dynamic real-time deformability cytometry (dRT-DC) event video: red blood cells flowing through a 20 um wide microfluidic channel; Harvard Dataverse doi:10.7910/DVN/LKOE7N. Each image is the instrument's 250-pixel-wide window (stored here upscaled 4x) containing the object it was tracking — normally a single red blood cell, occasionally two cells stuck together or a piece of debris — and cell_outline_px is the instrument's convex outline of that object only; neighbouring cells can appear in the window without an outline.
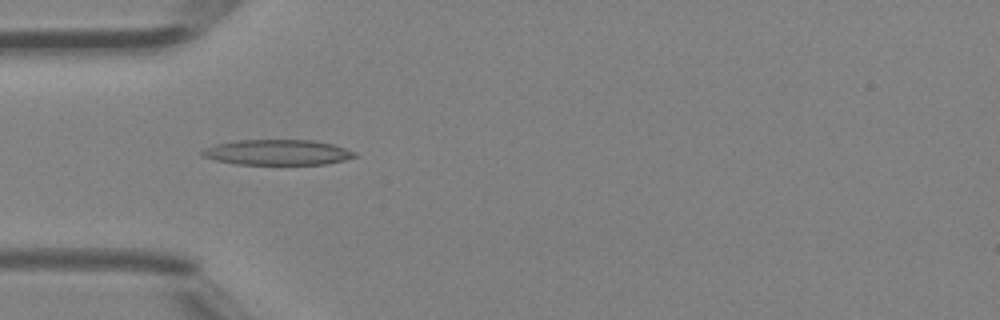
{"species": "Egyptian fruit bat (a non-hibernating species)", "species_latin": "Rousettus aegyptiacus", "temperature_condition": "room temperature", "stored_images_in_passage": 4, "camera_frame_rate_fps": 3000, "um_per_image_px": 0.085, "animal": {"sex": "female"}, "frame": {"image": 1, "passage_image": 3, "time_ms": 0.667, "image_size_px": [1000, 320], "cell_outline_px": [[356, 156], [344, 160], [328, 164], [236, 164], [216, 160], [200, 156], [200, 152], [204, 148], [216, 144], [236, 140], [312, 140], [332, 144], [356, 152]], "centroid_in_image_um": [23.55, 12.95], "position_along_channel_um": 61.4, "area_um2": 22.54}}
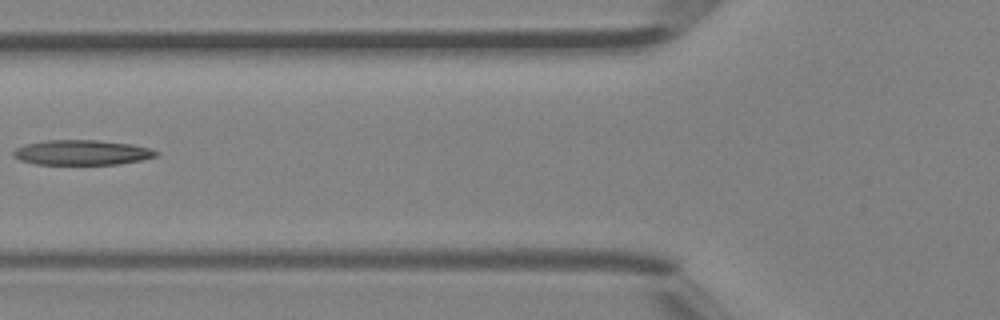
{"frame": {"image": 2, "passage_image": 4, "time_ms": 1.0, "image_size_px": [1000, 320], "cell_outline_px": [[160, 152], [156, 156], [140, 160], [116, 164], [36, 164], [20, 160], [12, 156], [12, 152], [16, 148], [24, 144], [48, 140], [100, 140], [132, 144], [148, 148]], "centroid_in_image_um": [6.93, 12.95], "position_along_channel_um": 118.9, "area_um2": 20.75}}